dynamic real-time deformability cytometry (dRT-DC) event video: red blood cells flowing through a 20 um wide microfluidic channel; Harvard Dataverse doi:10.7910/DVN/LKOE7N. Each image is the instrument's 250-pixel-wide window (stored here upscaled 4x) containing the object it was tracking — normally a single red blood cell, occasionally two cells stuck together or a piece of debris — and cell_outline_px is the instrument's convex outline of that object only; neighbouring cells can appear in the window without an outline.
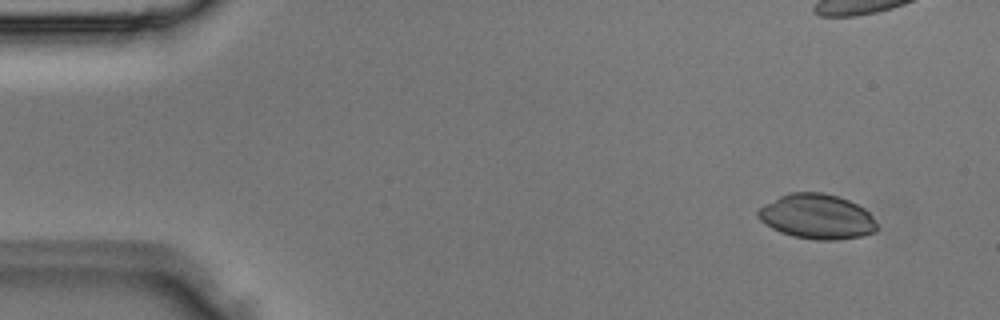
{"species": "Egyptian fruit bat (a non-hibernating species)", "species_latin": "Rousettus aegyptiacus", "temperature_condition": "room temperature", "stored_images_in_passage": 4, "camera_frame_rate_fps": 3000, "um_per_image_px": 0.085, "animal": {"sex": "male"}, "frame": {"image": 1, "passage_image": 1, "time_ms": 0.0, "image_size_px": [1000, 320], "cell_outline_px": [[880, 228], [876, 232], [860, 236], [836, 240], [816, 240], [792, 236], [780, 232], [764, 224], [756, 216], [756, 212], [764, 204], [788, 192], [824, 192], [848, 200], [864, 208], [872, 216]], "centroid_in_image_um": [69.43, 18.41], "position_along_channel_um": 15.6, "area_um2": 31.33}}
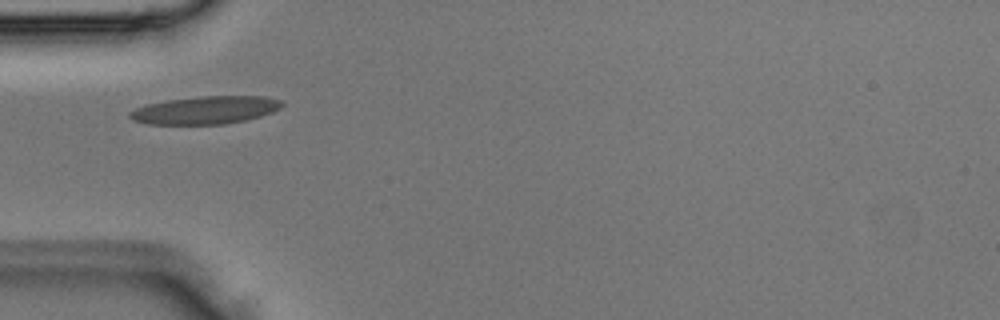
{"frame": {"image": 2, "passage_image": 4, "time_ms": 1.0, "image_size_px": [1000, 320], "cell_outline_px": [[284, 104], [280, 108], [272, 112], [260, 116], [244, 120], [224, 124], [148, 124], [132, 120], [128, 116], [128, 112], [136, 108], [148, 104], [168, 100], [200, 96], [264, 96], [284, 100]], "centroid_in_image_um": [17.47, 9.35], "position_along_channel_um": 67.5, "area_um2": 24.68}}